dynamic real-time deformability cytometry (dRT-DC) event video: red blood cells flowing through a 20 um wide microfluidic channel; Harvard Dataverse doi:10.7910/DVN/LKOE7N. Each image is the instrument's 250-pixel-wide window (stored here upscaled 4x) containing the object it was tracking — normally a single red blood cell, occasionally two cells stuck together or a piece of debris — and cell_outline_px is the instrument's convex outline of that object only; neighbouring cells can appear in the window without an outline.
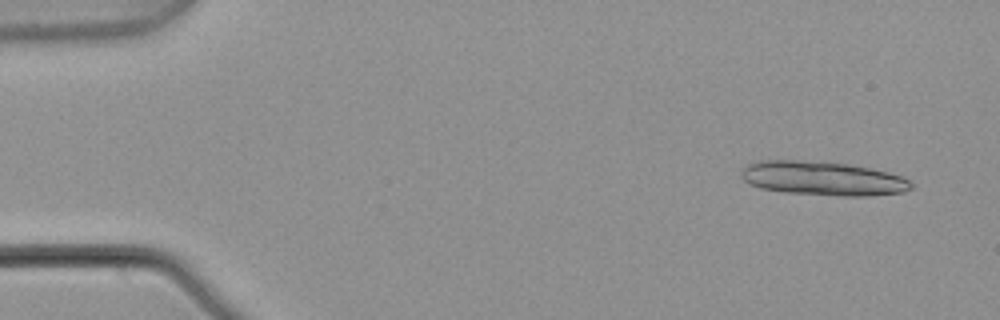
{"species": "common noctule bat (a hibernating species)", "species_latin": "Nyctalus noctula", "temperature_condition": "warm", "stored_images_in_passage": 5, "camera_frame_rate_fps": 3000, "um_per_image_px": 0.085, "animal": {"sex": "male", "body_mass_g": 21.5, "forearm_length_mm": 52.0}, "frame": {"image": 1, "passage_image": 1, "time_ms": 0.0, "image_size_px": [1000, 320], "cell_outline_px": [[912, 188], [904, 192], [872, 196], [840, 196], [784, 192], [760, 188], [744, 180], [740, 176], [740, 172], [748, 164], [760, 160], [796, 160], [848, 164], [888, 172], [900, 176], [908, 180], [912, 184]], "centroid_in_image_um": [69.93, 15.17], "position_along_channel_um": 15.1, "area_um2": 33.58}}